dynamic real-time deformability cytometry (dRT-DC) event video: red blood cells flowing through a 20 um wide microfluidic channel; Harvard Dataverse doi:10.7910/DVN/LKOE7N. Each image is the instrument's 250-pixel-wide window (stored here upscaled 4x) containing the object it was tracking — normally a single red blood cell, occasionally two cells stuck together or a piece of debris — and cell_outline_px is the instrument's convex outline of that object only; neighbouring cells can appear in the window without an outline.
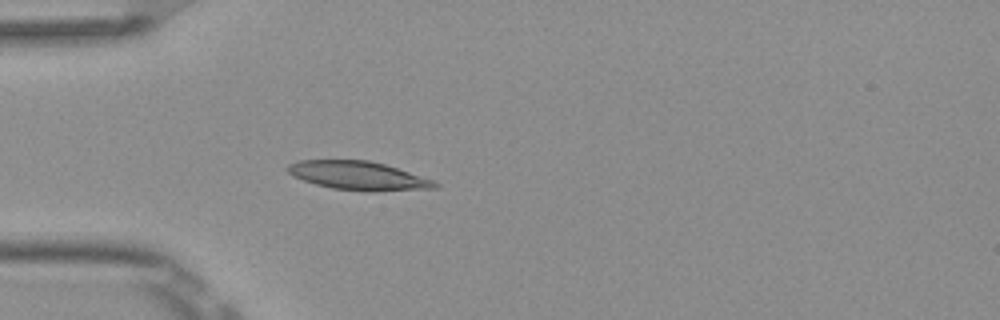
{"species": "Egyptian fruit bat (a non-hibernating species)", "species_latin": "Rousettus aegyptiacus", "temperature_condition": "room temperature", "stored_images_in_passage": 4, "camera_frame_rate_fps": 3000, "um_per_image_px": 0.085, "frame": {"image": 1, "passage_image": 4, "time_ms": 1.0, "image_size_px": [1000, 320], "cell_outline_px": [[440, 184], [436, 188], [376, 192], [368, 192], [332, 188], [316, 184], [292, 176], [284, 168], [288, 164], [300, 160], [368, 160], [384, 164], [432, 180]], "centroid_in_image_um": [30.42, 14.94], "position_along_channel_um": 54.6, "area_um2": 24.57}}